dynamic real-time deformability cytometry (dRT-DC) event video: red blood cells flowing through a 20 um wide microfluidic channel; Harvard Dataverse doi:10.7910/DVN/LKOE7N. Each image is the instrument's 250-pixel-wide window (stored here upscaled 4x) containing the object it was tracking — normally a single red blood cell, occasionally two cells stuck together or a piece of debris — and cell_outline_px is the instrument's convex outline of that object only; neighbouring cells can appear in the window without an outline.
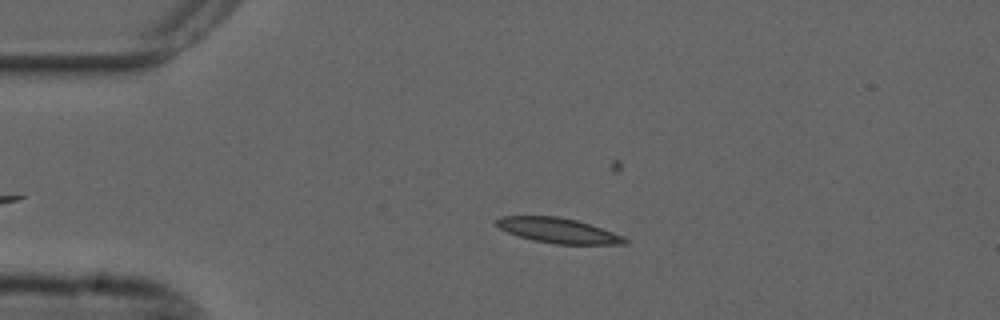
{"species": "common noctule bat (a hibernating species)", "species_latin": "Nyctalus noctula", "temperature_condition": "cold", "stored_images_in_passage": 11, "camera_frame_rate_fps": 3000, "um_per_image_px": 0.085, "animal": {"sex": "male", "forearm_length_mm": 52.5}, "frame": {"image": 1, "passage_image": 11, "time_ms": 3.333, "image_size_px": [1000, 320], "cell_outline_px": [[628, 244], [556, 244], [536, 240], [520, 236], [508, 232], [500, 228], [496, 224], [496, 220], [500, 216], [556, 216], [576, 220], [624, 236], [628, 240]], "centroid_in_image_um": [47.46, 19.59], "position_along_channel_um": 37.5, "area_um2": 18.38}}